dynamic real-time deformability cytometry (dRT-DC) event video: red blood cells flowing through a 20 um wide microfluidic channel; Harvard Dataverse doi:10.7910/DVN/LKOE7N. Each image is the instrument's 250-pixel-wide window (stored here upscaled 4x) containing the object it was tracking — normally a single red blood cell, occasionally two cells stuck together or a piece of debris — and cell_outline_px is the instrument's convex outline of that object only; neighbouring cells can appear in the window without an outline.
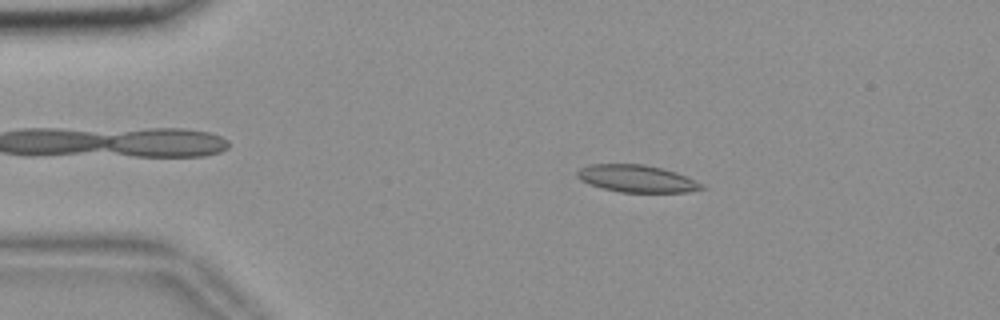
{"species": "common noctule bat (a hibernating species)", "species_latin": "Nyctalus noctula", "temperature_condition": "room temperature", "stored_images_in_passage": 55, "camera_frame_rate_fps": 3000, "um_per_image_px": 0.085, "animal": {"sex": "female", "body_mass_g": 18.4}, "frame": {"image": 1, "passage_image": 10, "time_ms": 3.0, "image_size_px": [1000, 320], "cell_outline_px": [[708, 188], [688, 192], [620, 192], [588, 184], [580, 180], [576, 176], [576, 172], [580, 168], [592, 164], [644, 164], [676, 172], [696, 180], [704, 184]], "centroid_in_image_um": [54.15, 15.19], "position_along_channel_um": 30.8, "area_um2": 19.83}}
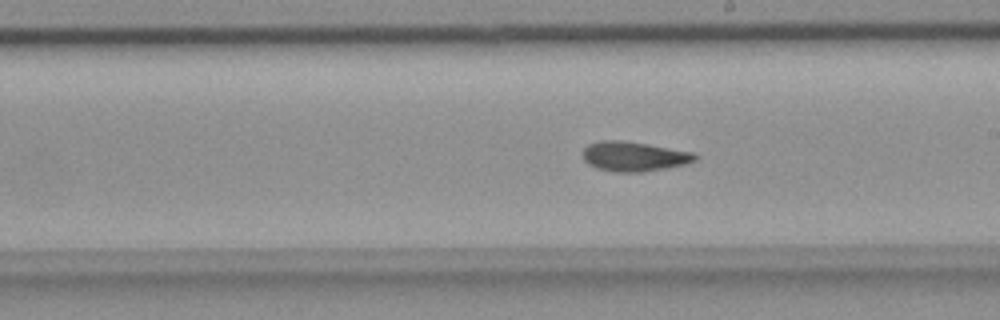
{"frame": {"image": 2, "passage_image": 31, "time_ms": 10.0, "image_size_px": [1000, 320], "cell_outline_px": [[700, 156], [696, 160], [684, 164], [664, 168], [640, 172], [616, 172], [596, 168], [588, 164], [584, 160], [584, 148], [588, 144], [600, 140], [620, 140], [648, 144], [696, 152]], "centroid_in_image_um": [53.91, 13.28], "position_along_channel_um": 235.1, "area_um2": 19.48}}
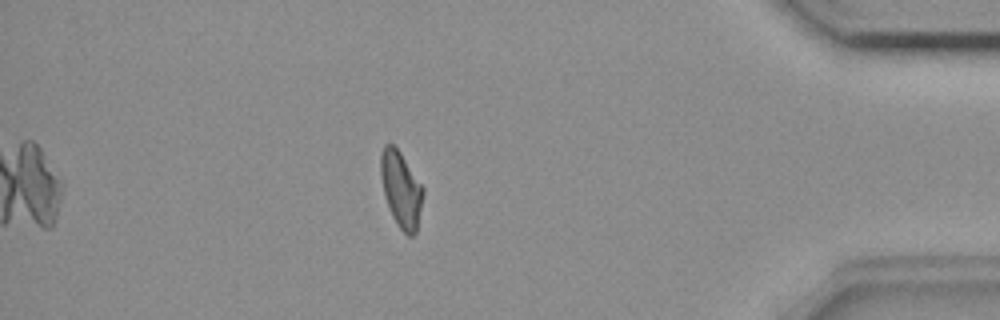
{"frame": {"image": 3, "passage_image": 48, "time_ms": 15.667, "image_size_px": [1000, 320], "cell_outline_px": [[424, 192], [416, 232], [412, 236], [408, 236], [396, 224], [392, 216], [384, 196], [380, 176], [380, 156], [384, 144], [392, 144], [400, 152], [424, 188]], "centroid_in_image_um": [34.07, 16.1], "position_along_channel_um": 401.1, "area_um2": 18.73}, "authors_computed_cell_mechanics": {"area_um2": 19.0162, "velocity_mm_per_s": 3.6493, "shape_relaxation_time_tau1_ms": null, "shape_relaxation_time_tau2_ms": 2.309, "deformation_change_tau1": null, "deformation_change_tau2": 0.0815}}